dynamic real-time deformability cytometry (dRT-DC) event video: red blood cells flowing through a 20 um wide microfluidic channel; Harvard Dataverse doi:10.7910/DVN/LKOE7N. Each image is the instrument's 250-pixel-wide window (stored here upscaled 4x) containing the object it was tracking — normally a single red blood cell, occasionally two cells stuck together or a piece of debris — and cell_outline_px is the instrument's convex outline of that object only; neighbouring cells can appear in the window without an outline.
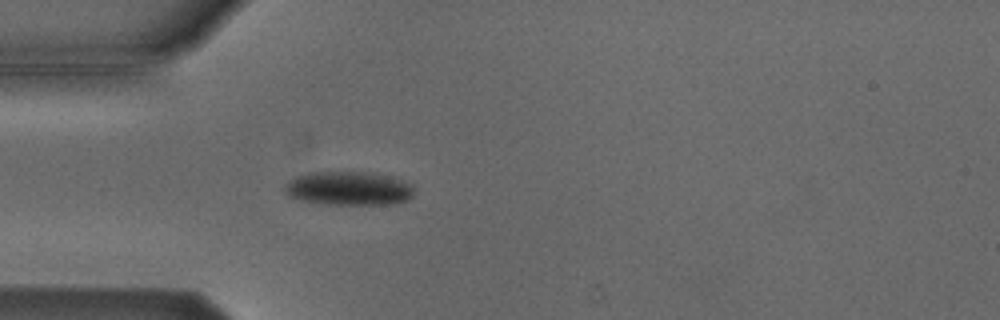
{"species": "Egyptian fruit bat (a non-hibernating species)", "species_latin": "Rousettus aegyptiacus", "temperature_condition": "cold", "stored_images_in_passage": 5, "camera_frame_rate_fps": 3000, "um_per_image_px": 0.085, "animal": {"sex": "male"}, "frame": {"image": 1, "passage_image": 5, "time_ms": 4.667, "image_size_px": [1000, 320], "cell_outline_px": [[412, 196], [408, 200], [396, 204], [324, 204], [300, 200], [288, 196], [284, 192], [284, 184], [288, 180], [296, 176], [308, 172], [372, 172], [392, 176], [412, 184]], "centroid_in_image_um": [29.61, 16.01], "position_along_channel_um": 55.4, "area_um2": 25.84}}